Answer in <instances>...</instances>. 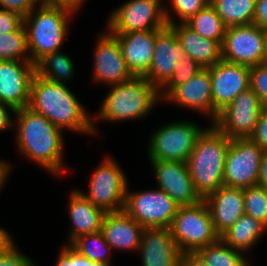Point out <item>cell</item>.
Segmentation results:
<instances>
[{
	"instance_id": "obj_42",
	"label": "cell",
	"mask_w": 267,
	"mask_h": 266,
	"mask_svg": "<svg viewBox=\"0 0 267 266\" xmlns=\"http://www.w3.org/2000/svg\"><path fill=\"white\" fill-rule=\"evenodd\" d=\"M253 24L267 30V0H256Z\"/></svg>"
},
{
	"instance_id": "obj_6",
	"label": "cell",
	"mask_w": 267,
	"mask_h": 266,
	"mask_svg": "<svg viewBox=\"0 0 267 266\" xmlns=\"http://www.w3.org/2000/svg\"><path fill=\"white\" fill-rule=\"evenodd\" d=\"M170 229L182 254L196 253L220 238L204 200L194 205L179 206Z\"/></svg>"
},
{
	"instance_id": "obj_38",
	"label": "cell",
	"mask_w": 267,
	"mask_h": 266,
	"mask_svg": "<svg viewBox=\"0 0 267 266\" xmlns=\"http://www.w3.org/2000/svg\"><path fill=\"white\" fill-rule=\"evenodd\" d=\"M55 266H93V261L65 244L59 252Z\"/></svg>"
},
{
	"instance_id": "obj_9",
	"label": "cell",
	"mask_w": 267,
	"mask_h": 266,
	"mask_svg": "<svg viewBox=\"0 0 267 266\" xmlns=\"http://www.w3.org/2000/svg\"><path fill=\"white\" fill-rule=\"evenodd\" d=\"M179 206L159 188L133 192L128 186L123 210L143 228H170Z\"/></svg>"
},
{
	"instance_id": "obj_20",
	"label": "cell",
	"mask_w": 267,
	"mask_h": 266,
	"mask_svg": "<svg viewBox=\"0 0 267 266\" xmlns=\"http://www.w3.org/2000/svg\"><path fill=\"white\" fill-rule=\"evenodd\" d=\"M138 251L142 266H179L182 254L170 228H144Z\"/></svg>"
},
{
	"instance_id": "obj_41",
	"label": "cell",
	"mask_w": 267,
	"mask_h": 266,
	"mask_svg": "<svg viewBox=\"0 0 267 266\" xmlns=\"http://www.w3.org/2000/svg\"><path fill=\"white\" fill-rule=\"evenodd\" d=\"M23 19L19 13L0 9V34L17 31L23 25Z\"/></svg>"
},
{
	"instance_id": "obj_25",
	"label": "cell",
	"mask_w": 267,
	"mask_h": 266,
	"mask_svg": "<svg viewBox=\"0 0 267 266\" xmlns=\"http://www.w3.org/2000/svg\"><path fill=\"white\" fill-rule=\"evenodd\" d=\"M176 33L185 55L197 61L203 68H210L222 60L221 44L202 37L185 23L169 25Z\"/></svg>"
},
{
	"instance_id": "obj_22",
	"label": "cell",
	"mask_w": 267,
	"mask_h": 266,
	"mask_svg": "<svg viewBox=\"0 0 267 266\" xmlns=\"http://www.w3.org/2000/svg\"><path fill=\"white\" fill-rule=\"evenodd\" d=\"M112 34L119 41L129 71L133 76L143 77L152 63L155 30Z\"/></svg>"
},
{
	"instance_id": "obj_31",
	"label": "cell",
	"mask_w": 267,
	"mask_h": 266,
	"mask_svg": "<svg viewBox=\"0 0 267 266\" xmlns=\"http://www.w3.org/2000/svg\"><path fill=\"white\" fill-rule=\"evenodd\" d=\"M69 245L91 261L112 264L110 261L112 249L101 231L79 236Z\"/></svg>"
},
{
	"instance_id": "obj_26",
	"label": "cell",
	"mask_w": 267,
	"mask_h": 266,
	"mask_svg": "<svg viewBox=\"0 0 267 266\" xmlns=\"http://www.w3.org/2000/svg\"><path fill=\"white\" fill-rule=\"evenodd\" d=\"M266 231L267 227L263 223L244 214L220 238L231 248L240 250L245 254L261 240Z\"/></svg>"
},
{
	"instance_id": "obj_12",
	"label": "cell",
	"mask_w": 267,
	"mask_h": 266,
	"mask_svg": "<svg viewBox=\"0 0 267 266\" xmlns=\"http://www.w3.org/2000/svg\"><path fill=\"white\" fill-rule=\"evenodd\" d=\"M266 30L254 24L227 27L222 48V60L254 67L265 58Z\"/></svg>"
},
{
	"instance_id": "obj_19",
	"label": "cell",
	"mask_w": 267,
	"mask_h": 266,
	"mask_svg": "<svg viewBox=\"0 0 267 266\" xmlns=\"http://www.w3.org/2000/svg\"><path fill=\"white\" fill-rule=\"evenodd\" d=\"M163 101L202 113L211 118L213 124V98L208 68H203L186 83L175 87Z\"/></svg>"
},
{
	"instance_id": "obj_40",
	"label": "cell",
	"mask_w": 267,
	"mask_h": 266,
	"mask_svg": "<svg viewBox=\"0 0 267 266\" xmlns=\"http://www.w3.org/2000/svg\"><path fill=\"white\" fill-rule=\"evenodd\" d=\"M249 139L258 145L264 152L267 151V107L260 111L258 122Z\"/></svg>"
},
{
	"instance_id": "obj_48",
	"label": "cell",
	"mask_w": 267,
	"mask_h": 266,
	"mask_svg": "<svg viewBox=\"0 0 267 266\" xmlns=\"http://www.w3.org/2000/svg\"><path fill=\"white\" fill-rule=\"evenodd\" d=\"M13 241V237L5 228L0 226V250L6 248Z\"/></svg>"
},
{
	"instance_id": "obj_16",
	"label": "cell",
	"mask_w": 267,
	"mask_h": 266,
	"mask_svg": "<svg viewBox=\"0 0 267 266\" xmlns=\"http://www.w3.org/2000/svg\"><path fill=\"white\" fill-rule=\"evenodd\" d=\"M157 188L166 192L178 205H194L203 200L196 192L187 162L150 160Z\"/></svg>"
},
{
	"instance_id": "obj_47",
	"label": "cell",
	"mask_w": 267,
	"mask_h": 266,
	"mask_svg": "<svg viewBox=\"0 0 267 266\" xmlns=\"http://www.w3.org/2000/svg\"><path fill=\"white\" fill-rule=\"evenodd\" d=\"M12 163H9L6 160L0 159V191L1 188H3V185H5L7 179L10 176V173L12 171Z\"/></svg>"
},
{
	"instance_id": "obj_28",
	"label": "cell",
	"mask_w": 267,
	"mask_h": 266,
	"mask_svg": "<svg viewBox=\"0 0 267 266\" xmlns=\"http://www.w3.org/2000/svg\"><path fill=\"white\" fill-rule=\"evenodd\" d=\"M74 68L70 56L59 50L46 55L36 64V74L50 82L65 84L75 75Z\"/></svg>"
},
{
	"instance_id": "obj_45",
	"label": "cell",
	"mask_w": 267,
	"mask_h": 266,
	"mask_svg": "<svg viewBox=\"0 0 267 266\" xmlns=\"http://www.w3.org/2000/svg\"><path fill=\"white\" fill-rule=\"evenodd\" d=\"M179 266H208L197 253L181 254Z\"/></svg>"
},
{
	"instance_id": "obj_39",
	"label": "cell",
	"mask_w": 267,
	"mask_h": 266,
	"mask_svg": "<svg viewBox=\"0 0 267 266\" xmlns=\"http://www.w3.org/2000/svg\"><path fill=\"white\" fill-rule=\"evenodd\" d=\"M44 2L45 0H0V8L19 13L22 17H25L38 4L40 5Z\"/></svg>"
},
{
	"instance_id": "obj_15",
	"label": "cell",
	"mask_w": 267,
	"mask_h": 266,
	"mask_svg": "<svg viewBox=\"0 0 267 266\" xmlns=\"http://www.w3.org/2000/svg\"><path fill=\"white\" fill-rule=\"evenodd\" d=\"M213 98V123L219 112L250 87V68L224 60L208 68Z\"/></svg>"
},
{
	"instance_id": "obj_8",
	"label": "cell",
	"mask_w": 267,
	"mask_h": 266,
	"mask_svg": "<svg viewBox=\"0 0 267 266\" xmlns=\"http://www.w3.org/2000/svg\"><path fill=\"white\" fill-rule=\"evenodd\" d=\"M91 175L87 194L80 192L106 213L123 210L128 181L116 160L109 156L103 158Z\"/></svg>"
},
{
	"instance_id": "obj_34",
	"label": "cell",
	"mask_w": 267,
	"mask_h": 266,
	"mask_svg": "<svg viewBox=\"0 0 267 266\" xmlns=\"http://www.w3.org/2000/svg\"><path fill=\"white\" fill-rule=\"evenodd\" d=\"M244 210L267 227V190L259 185L245 188Z\"/></svg>"
},
{
	"instance_id": "obj_32",
	"label": "cell",
	"mask_w": 267,
	"mask_h": 266,
	"mask_svg": "<svg viewBox=\"0 0 267 266\" xmlns=\"http://www.w3.org/2000/svg\"><path fill=\"white\" fill-rule=\"evenodd\" d=\"M31 61L24 25L17 31L0 34V61Z\"/></svg>"
},
{
	"instance_id": "obj_36",
	"label": "cell",
	"mask_w": 267,
	"mask_h": 266,
	"mask_svg": "<svg viewBox=\"0 0 267 266\" xmlns=\"http://www.w3.org/2000/svg\"><path fill=\"white\" fill-rule=\"evenodd\" d=\"M250 88L267 107V64L261 63L250 68Z\"/></svg>"
},
{
	"instance_id": "obj_50",
	"label": "cell",
	"mask_w": 267,
	"mask_h": 266,
	"mask_svg": "<svg viewBox=\"0 0 267 266\" xmlns=\"http://www.w3.org/2000/svg\"><path fill=\"white\" fill-rule=\"evenodd\" d=\"M263 63L267 64V30H266L265 58H264Z\"/></svg>"
},
{
	"instance_id": "obj_18",
	"label": "cell",
	"mask_w": 267,
	"mask_h": 266,
	"mask_svg": "<svg viewBox=\"0 0 267 266\" xmlns=\"http://www.w3.org/2000/svg\"><path fill=\"white\" fill-rule=\"evenodd\" d=\"M185 53L177 39L175 31L166 26L155 30V46L152 63L143 76L160 89L172 76L174 65L183 59Z\"/></svg>"
},
{
	"instance_id": "obj_35",
	"label": "cell",
	"mask_w": 267,
	"mask_h": 266,
	"mask_svg": "<svg viewBox=\"0 0 267 266\" xmlns=\"http://www.w3.org/2000/svg\"><path fill=\"white\" fill-rule=\"evenodd\" d=\"M209 3L210 0H169L168 5L170 7H167L164 4V14L167 25L169 26L177 23L173 14L175 16L177 15L176 17L180 20L179 23H185L201 9L205 8Z\"/></svg>"
},
{
	"instance_id": "obj_4",
	"label": "cell",
	"mask_w": 267,
	"mask_h": 266,
	"mask_svg": "<svg viewBox=\"0 0 267 266\" xmlns=\"http://www.w3.org/2000/svg\"><path fill=\"white\" fill-rule=\"evenodd\" d=\"M111 89L95 114V121L121 122L137 120L149 115L159 102V89L145 77H136L124 83L110 85Z\"/></svg>"
},
{
	"instance_id": "obj_21",
	"label": "cell",
	"mask_w": 267,
	"mask_h": 266,
	"mask_svg": "<svg viewBox=\"0 0 267 266\" xmlns=\"http://www.w3.org/2000/svg\"><path fill=\"white\" fill-rule=\"evenodd\" d=\"M203 200L209 208L214 229L219 236L245 214L244 189L222 186Z\"/></svg>"
},
{
	"instance_id": "obj_27",
	"label": "cell",
	"mask_w": 267,
	"mask_h": 266,
	"mask_svg": "<svg viewBox=\"0 0 267 266\" xmlns=\"http://www.w3.org/2000/svg\"><path fill=\"white\" fill-rule=\"evenodd\" d=\"M227 27L253 24L256 0H210Z\"/></svg>"
},
{
	"instance_id": "obj_14",
	"label": "cell",
	"mask_w": 267,
	"mask_h": 266,
	"mask_svg": "<svg viewBox=\"0 0 267 266\" xmlns=\"http://www.w3.org/2000/svg\"><path fill=\"white\" fill-rule=\"evenodd\" d=\"M96 41L93 82L114 85L132 79L134 76L126 65L117 37L106 28Z\"/></svg>"
},
{
	"instance_id": "obj_37",
	"label": "cell",
	"mask_w": 267,
	"mask_h": 266,
	"mask_svg": "<svg viewBox=\"0 0 267 266\" xmlns=\"http://www.w3.org/2000/svg\"><path fill=\"white\" fill-rule=\"evenodd\" d=\"M0 266H37L31 257L22 254L13 240L0 250Z\"/></svg>"
},
{
	"instance_id": "obj_2",
	"label": "cell",
	"mask_w": 267,
	"mask_h": 266,
	"mask_svg": "<svg viewBox=\"0 0 267 266\" xmlns=\"http://www.w3.org/2000/svg\"><path fill=\"white\" fill-rule=\"evenodd\" d=\"M29 108L55 126L84 135L98 134L97 124L66 84L50 82L35 74L31 83Z\"/></svg>"
},
{
	"instance_id": "obj_23",
	"label": "cell",
	"mask_w": 267,
	"mask_h": 266,
	"mask_svg": "<svg viewBox=\"0 0 267 266\" xmlns=\"http://www.w3.org/2000/svg\"><path fill=\"white\" fill-rule=\"evenodd\" d=\"M144 228L124 210L107 212L101 227L105 241L112 251H138Z\"/></svg>"
},
{
	"instance_id": "obj_17",
	"label": "cell",
	"mask_w": 267,
	"mask_h": 266,
	"mask_svg": "<svg viewBox=\"0 0 267 266\" xmlns=\"http://www.w3.org/2000/svg\"><path fill=\"white\" fill-rule=\"evenodd\" d=\"M36 65L31 61H0V103L15 110L27 107Z\"/></svg>"
},
{
	"instance_id": "obj_10",
	"label": "cell",
	"mask_w": 267,
	"mask_h": 266,
	"mask_svg": "<svg viewBox=\"0 0 267 266\" xmlns=\"http://www.w3.org/2000/svg\"><path fill=\"white\" fill-rule=\"evenodd\" d=\"M163 0H128L110 12L106 27L111 33L160 30L167 26Z\"/></svg>"
},
{
	"instance_id": "obj_33",
	"label": "cell",
	"mask_w": 267,
	"mask_h": 266,
	"mask_svg": "<svg viewBox=\"0 0 267 266\" xmlns=\"http://www.w3.org/2000/svg\"><path fill=\"white\" fill-rule=\"evenodd\" d=\"M203 67L190 56L185 55L183 59L176 62L173 74L169 80L159 89L160 99H163L177 86L186 83L195 76Z\"/></svg>"
},
{
	"instance_id": "obj_13",
	"label": "cell",
	"mask_w": 267,
	"mask_h": 266,
	"mask_svg": "<svg viewBox=\"0 0 267 266\" xmlns=\"http://www.w3.org/2000/svg\"><path fill=\"white\" fill-rule=\"evenodd\" d=\"M263 108L259 97L249 87L219 112L213 124L230 139L249 138Z\"/></svg>"
},
{
	"instance_id": "obj_7",
	"label": "cell",
	"mask_w": 267,
	"mask_h": 266,
	"mask_svg": "<svg viewBox=\"0 0 267 266\" xmlns=\"http://www.w3.org/2000/svg\"><path fill=\"white\" fill-rule=\"evenodd\" d=\"M204 129L187 120L162 125L149 137V160L187 162Z\"/></svg>"
},
{
	"instance_id": "obj_46",
	"label": "cell",
	"mask_w": 267,
	"mask_h": 266,
	"mask_svg": "<svg viewBox=\"0 0 267 266\" xmlns=\"http://www.w3.org/2000/svg\"><path fill=\"white\" fill-rule=\"evenodd\" d=\"M257 185L262 186L267 190V151L263 153L261 158Z\"/></svg>"
},
{
	"instance_id": "obj_11",
	"label": "cell",
	"mask_w": 267,
	"mask_h": 266,
	"mask_svg": "<svg viewBox=\"0 0 267 266\" xmlns=\"http://www.w3.org/2000/svg\"><path fill=\"white\" fill-rule=\"evenodd\" d=\"M263 153L249 138L231 139L225 158L224 186L245 189L257 185Z\"/></svg>"
},
{
	"instance_id": "obj_24",
	"label": "cell",
	"mask_w": 267,
	"mask_h": 266,
	"mask_svg": "<svg viewBox=\"0 0 267 266\" xmlns=\"http://www.w3.org/2000/svg\"><path fill=\"white\" fill-rule=\"evenodd\" d=\"M68 197V214L71 220L66 244L85 234L101 231L106 212L94 206L79 190H72Z\"/></svg>"
},
{
	"instance_id": "obj_49",
	"label": "cell",
	"mask_w": 267,
	"mask_h": 266,
	"mask_svg": "<svg viewBox=\"0 0 267 266\" xmlns=\"http://www.w3.org/2000/svg\"><path fill=\"white\" fill-rule=\"evenodd\" d=\"M93 266H112L109 263H102V262H94L93 261Z\"/></svg>"
},
{
	"instance_id": "obj_30",
	"label": "cell",
	"mask_w": 267,
	"mask_h": 266,
	"mask_svg": "<svg viewBox=\"0 0 267 266\" xmlns=\"http://www.w3.org/2000/svg\"><path fill=\"white\" fill-rule=\"evenodd\" d=\"M196 253L208 266H250L244 252L231 248L221 238Z\"/></svg>"
},
{
	"instance_id": "obj_1",
	"label": "cell",
	"mask_w": 267,
	"mask_h": 266,
	"mask_svg": "<svg viewBox=\"0 0 267 266\" xmlns=\"http://www.w3.org/2000/svg\"><path fill=\"white\" fill-rule=\"evenodd\" d=\"M14 116L13 129L16 128V146L20 154L54 176L65 173L63 131L28 106L17 109Z\"/></svg>"
},
{
	"instance_id": "obj_29",
	"label": "cell",
	"mask_w": 267,
	"mask_h": 266,
	"mask_svg": "<svg viewBox=\"0 0 267 266\" xmlns=\"http://www.w3.org/2000/svg\"><path fill=\"white\" fill-rule=\"evenodd\" d=\"M185 24L202 37L217 41L221 45L227 31V26L210 3L187 20Z\"/></svg>"
},
{
	"instance_id": "obj_5",
	"label": "cell",
	"mask_w": 267,
	"mask_h": 266,
	"mask_svg": "<svg viewBox=\"0 0 267 266\" xmlns=\"http://www.w3.org/2000/svg\"><path fill=\"white\" fill-rule=\"evenodd\" d=\"M73 11L42 3L23 19L31 62L36 65L43 57L59 51L68 34Z\"/></svg>"
},
{
	"instance_id": "obj_44",
	"label": "cell",
	"mask_w": 267,
	"mask_h": 266,
	"mask_svg": "<svg viewBox=\"0 0 267 266\" xmlns=\"http://www.w3.org/2000/svg\"><path fill=\"white\" fill-rule=\"evenodd\" d=\"M45 3L64 7L67 8L74 13H77V11L82 8L83 4L85 3V0H45Z\"/></svg>"
},
{
	"instance_id": "obj_3",
	"label": "cell",
	"mask_w": 267,
	"mask_h": 266,
	"mask_svg": "<svg viewBox=\"0 0 267 266\" xmlns=\"http://www.w3.org/2000/svg\"><path fill=\"white\" fill-rule=\"evenodd\" d=\"M231 139L214 124L196 140L187 160L194 188L202 199L224 186L225 158Z\"/></svg>"
},
{
	"instance_id": "obj_43",
	"label": "cell",
	"mask_w": 267,
	"mask_h": 266,
	"mask_svg": "<svg viewBox=\"0 0 267 266\" xmlns=\"http://www.w3.org/2000/svg\"><path fill=\"white\" fill-rule=\"evenodd\" d=\"M15 111L12 106L0 103V132L14 127V120L11 114L14 115Z\"/></svg>"
}]
</instances>
